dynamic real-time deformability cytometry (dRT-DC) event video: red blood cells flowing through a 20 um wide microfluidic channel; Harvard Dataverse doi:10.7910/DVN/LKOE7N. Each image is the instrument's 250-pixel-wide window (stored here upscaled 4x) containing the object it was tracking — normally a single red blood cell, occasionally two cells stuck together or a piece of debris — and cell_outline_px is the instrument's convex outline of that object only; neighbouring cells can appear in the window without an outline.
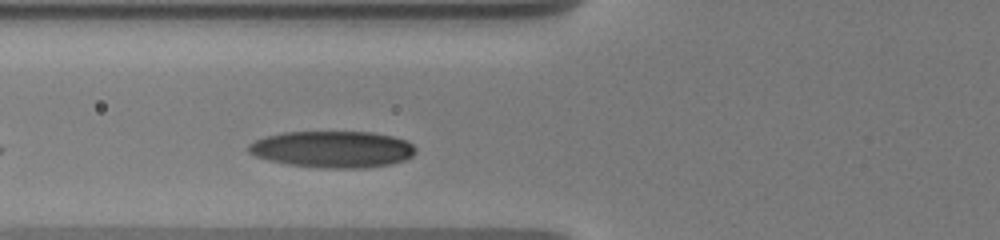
{"species": "human", "species_latin": "Homo sapiens", "temperature_condition": "warm", "stored_images_in_passage": 19, "camera_frame_rate_fps": 3000, "um_per_image_px": 0.085, "donor": {"sex": "male"}, "frame": {"image": 1, "passage_image": 4, "time_ms": 2.0, "image_size_px": [1000, 240], "cell_outline_px": [[416, 152], [412, 156], [404, 160], [388, 164], [364, 168], [324, 168], [288, 164], [268, 160], [256, 156], [248, 152], [248, 144], [256, 140], [268, 136], [284, 132], [372, 132], [392, 136], [404, 140], [412, 144], [416, 148]], "centroid_in_image_um": [28.27, 12.69], "position_along_channel_um": 97.5, "area_um2": 35.49}}
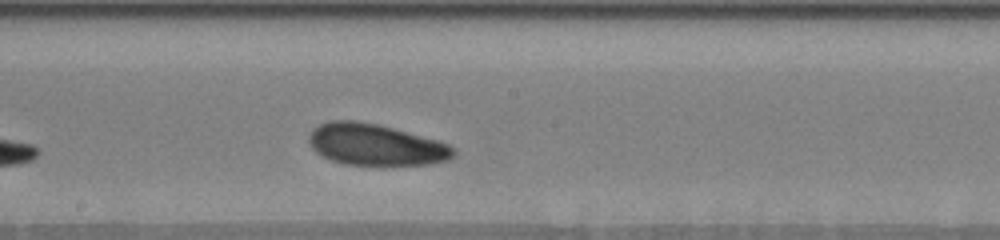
{"frame": {"image": 2, "passage_image": 10, "time_ms": 5.333, "image_size_px": [1000, 240], "cell_outline_px": [[456, 152], [448, 160], [428, 164], [384, 168], [344, 164], [332, 160], [316, 152], [312, 148], [308, 140], [308, 136], [312, 128], [328, 120], [356, 120], [376, 124], [392, 128], [436, 140], [448, 144]], "centroid_in_image_um": [31.89, 12.34], "position_along_channel_um": 216.3, "area_um2": 35.66}}
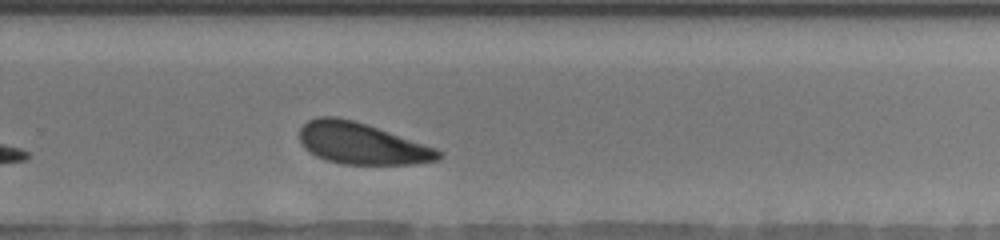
{"frame": {"image": 3, "passage_image": 14, "time_ms": 7.667, "image_size_px": [1000, 240], "cell_outline_px": [[444, 156], [440, 160], [412, 164], [340, 164], [324, 160], [308, 152], [304, 148], [300, 140], [300, 128], [308, 120], [320, 116], [336, 116], [352, 120], [436, 148], [444, 152]], "centroid_in_image_um": [30.73, 12.22], "position_along_channel_um": 299.1, "area_um2": 33.47}, "authors_computed_cell_mechanics": {"area_um2": 35.3736, "velocity_mm_per_s": 3.5574, "shape_relaxation_time_tau1_ms": 1.3804, "shape_relaxation_time_tau2_ms": 7.5984, "deformation_change_tau1": 0.0783, "deformation_change_tau2": 0.1839}}